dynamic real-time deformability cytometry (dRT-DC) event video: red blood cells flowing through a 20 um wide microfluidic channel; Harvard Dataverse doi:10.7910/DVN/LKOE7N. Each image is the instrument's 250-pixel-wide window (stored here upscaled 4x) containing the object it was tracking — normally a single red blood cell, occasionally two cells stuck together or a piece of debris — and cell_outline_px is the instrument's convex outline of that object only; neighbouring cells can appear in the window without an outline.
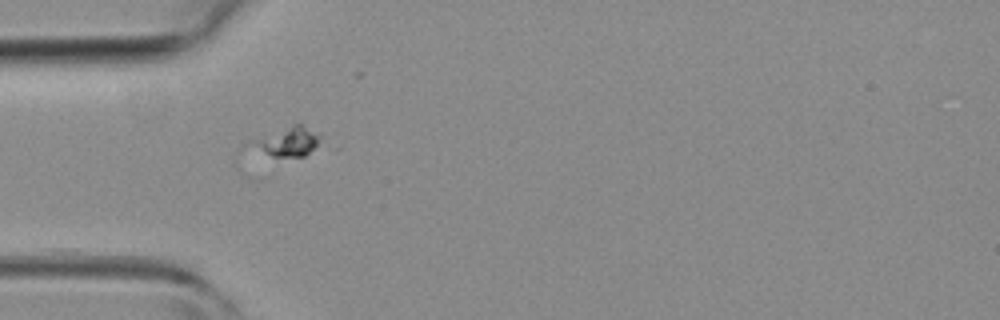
{"species": "common noctule bat (a hibernating species)", "species_latin": "Nyctalus noctula", "temperature_condition": "room temperature", "stored_images_in_passage": 3, "camera_frame_rate_fps": 3000, "um_per_image_px": 0.085, "animal": {"sex": "female", "body_mass_g": 19.3, "forearm_length_mm": 54.1}, "frame": {"image": 1, "passage_image": 1, "time_ms": 0.0, "image_size_px": [1000, 320], "cell_outline_px": [[320, 144], [304, 156], [272, 156], [248, 144], [252, 140], [292, 124], [300, 124], [320, 132]], "centroid_in_image_um": [24.52, 12.01], "position_along_channel_um": 60.5, "area_um2": 11.5}}
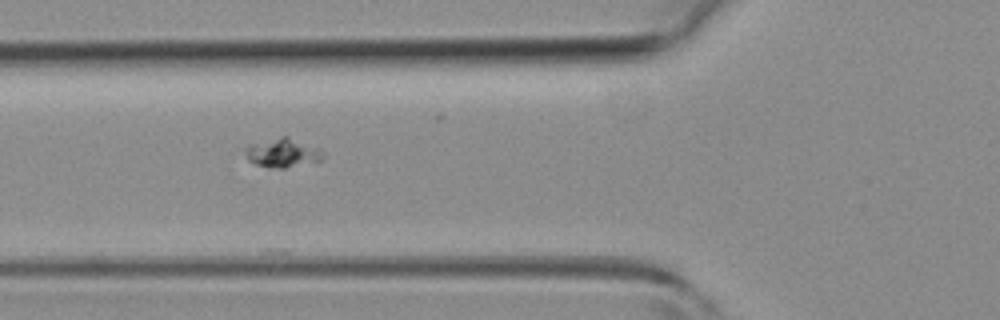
{"frame": {"image": 2, "passage_image": 2, "time_ms": 1.0, "image_size_px": [1000, 320], "cell_outline_px": [[324, 156], [320, 160], [284, 168], [268, 168], [256, 164], [248, 160], [248, 144], [280, 136], [288, 136], [320, 148], [324, 152]], "centroid_in_image_um": [24.06, 12.98], "position_along_channel_um": 101.7, "area_um2": 13.01}}
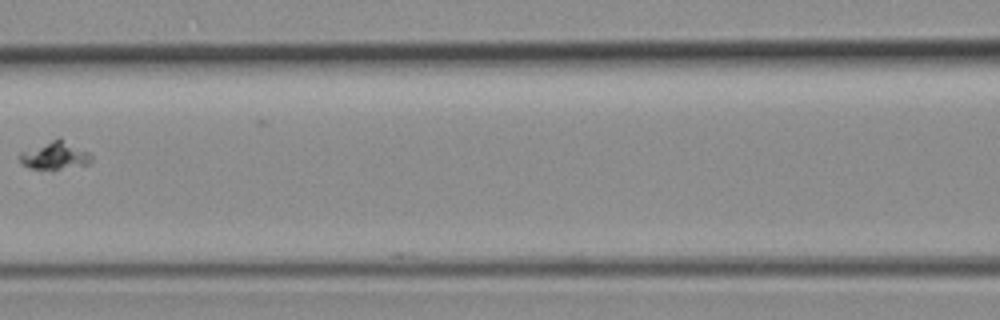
{"frame": {"image": 3, "passage_image": 3, "time_ms": 2.333, "image_size_px": [1000, 320], "cell_outline_px": [[92, 160], [88, 164], [52, 172], [32, 168], [20, 164], [20, 152], [60, 136], [88, 152], [92, 156]], "centroid_in_image_um": [4.68, 13.25], "position_along_channel_um": 161.9, "area_um2": 12.14}}